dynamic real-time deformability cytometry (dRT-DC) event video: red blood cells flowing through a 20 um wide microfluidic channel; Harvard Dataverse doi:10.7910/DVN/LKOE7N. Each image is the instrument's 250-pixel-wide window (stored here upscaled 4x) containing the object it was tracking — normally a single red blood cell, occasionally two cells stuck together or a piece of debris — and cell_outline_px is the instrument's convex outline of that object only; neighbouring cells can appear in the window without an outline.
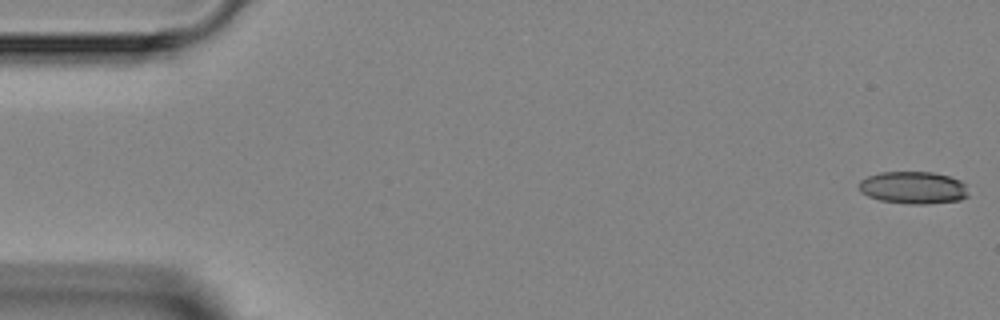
{"species": "Egyptian fruit bat (a non-hibernating species)", "species_latin": "Rousettus aegyptiacus", "temperature_condition": "room temperature", "stored_images_in_passage": 5, "camera_frame_rate_fps": 3000, "um_per_image_px": 0.085, "animal": {"sex": "female"}, "frame": {"image": 1, "passage_image": 1, "time_ms": 0.0, "image_size_px": [1000, 320], "cell_outline_px": [[968, 196], [960, 200], [924, 204], [912, 204], [880, 200], [868, 196], [860, 192], [860, 180], [868, 176], [880, 172], [932, 172], [948, 176], [960, 180], [964, 184], [968, 192]], "centroid_in_image_um": [77.63, 15.95], "position_along_channel_um": 7.4, "area_um2": 20.52}}